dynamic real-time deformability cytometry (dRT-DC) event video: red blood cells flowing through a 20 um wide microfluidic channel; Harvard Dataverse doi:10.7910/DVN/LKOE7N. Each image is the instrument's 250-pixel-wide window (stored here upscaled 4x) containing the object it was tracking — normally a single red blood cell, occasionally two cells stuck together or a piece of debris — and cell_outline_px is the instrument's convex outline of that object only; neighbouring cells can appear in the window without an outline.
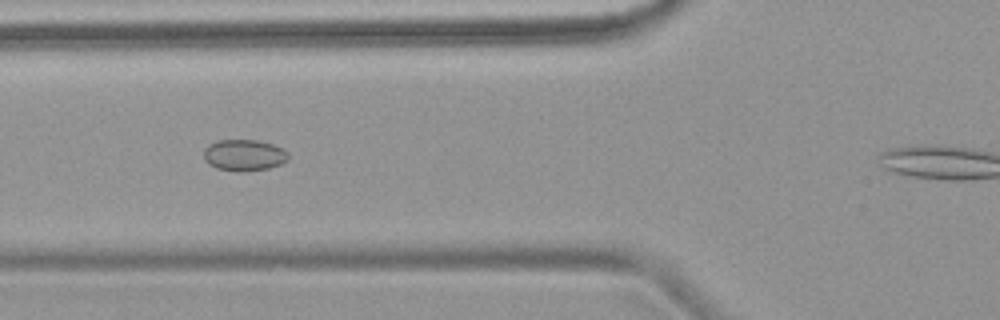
{"species": "common noctule bat (a hibernating species)", "species_latin": "Nyctalus noctula", "temperature_condition": "warm", "stored_images_in_passage": 5, "camera_frame_rate_fps": 3000, "um_per_image_px": 0.085, "animal": {"sex": "female", "body_mass_g": 18.4}, "frame": {"image": 1, "passage_image": 3, "time_ms": 2.333, "image_size_px": [1000, 320], "cell_outline_px": [[288, 160], [280, 164], [268, 168], [244, 172], [236, 172], [216, 168], [208, 164], [204, 160], [204, 148], [208, 144], [216, 140], [256, 140], [272, 144], [288, 152]], "centroid_in_image_um": [20.7, 13.2], "position_along_channel_um": 105.1, "area_um2": 15.61}}
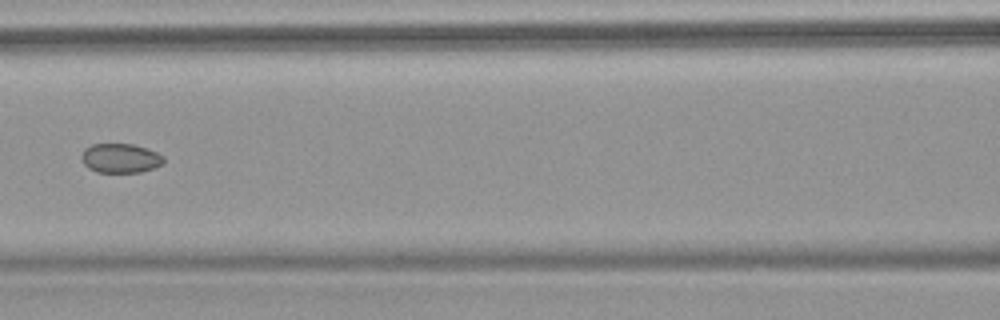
{"frame": {"image": 2, "passage_image": 4, "time_ms": 3.667, "image_size_px": [1000, 320], "cell_outline_px": [[164, 164], [140, 172], [96, 172], [88, 168], [84, 164], [80, 156], [84, 148], [92, 144], [132, 144], [156, 152], [164, 156]], "centroid_in_image_um": [10.21, 13.45], "position_along_channel_um": 156.4, "area_um2": 14.05}}
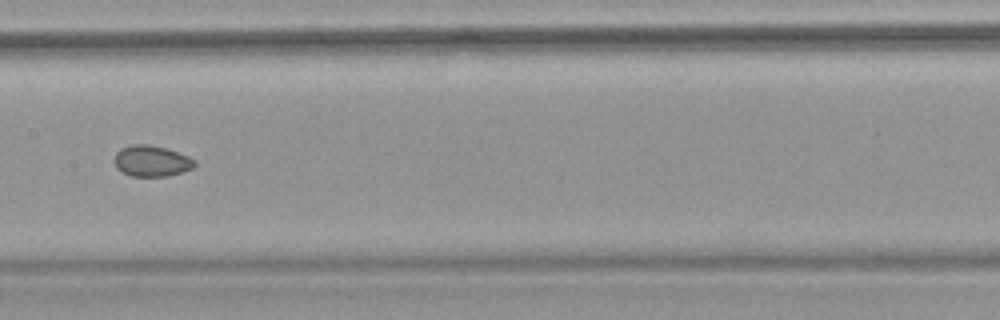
{"frame": {"image": 3, "passage_image": 5, "time_ms": 4.667, "image_size_px": [1000, 320], "cell_outline_px": [[196, 164], [192, 168], [168, 176], [132, 176], [116, 168], [112, 160], [116, 152], [120, 148], [132, 144], [148, 144], [168, 148], [188, 156], [196, 160]], "centroid_in_image_um": [12.85, 13.66], "position_along_channel_um": 194.5, "area_um2": 14.68}}